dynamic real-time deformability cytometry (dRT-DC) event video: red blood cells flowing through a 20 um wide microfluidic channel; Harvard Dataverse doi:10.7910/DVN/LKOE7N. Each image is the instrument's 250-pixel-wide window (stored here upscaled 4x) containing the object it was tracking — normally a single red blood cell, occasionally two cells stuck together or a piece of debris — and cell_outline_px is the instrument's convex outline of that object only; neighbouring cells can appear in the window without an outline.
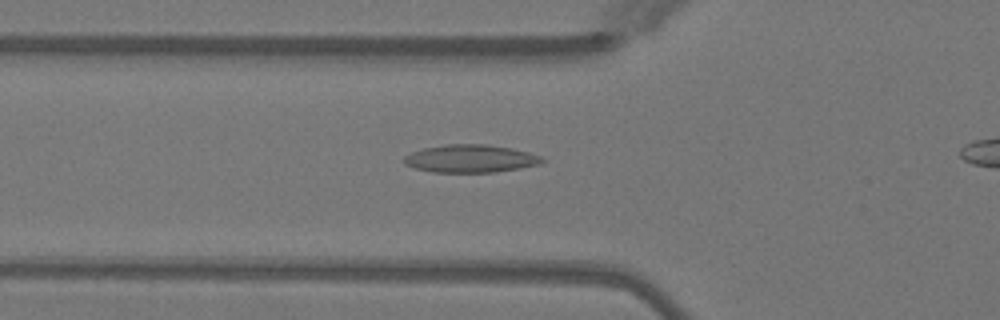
{"species": "Egyptian fruit bat (a non-hibernating species)", "species_latin": "Rousettus aegyptiacus", "temperature_condition": "warm", "stored_images_in_passage": 40, "camera_frame_rate_fps": 3000, "um_per_image_px": 0.085, "animal": {"sex": "female"}, "frame": {"image": 1, "passage_image": 14, "time_ms": 4.333, "image_size_px": [1000, 320], "cell_outline_px": [[544, 160], [540, 164], [520, 168], [496, 172], [432, 172], [416, 168], [404, 164], [404, 156], [412, 152], [424, 148], [444, 144], [484, 144], [512, 148], [528, 152], [540, 156]], "centroid_in_image_um": [39.98, 13.48], "position_along_channel_um": 85.8, "area_um2": 22.31}}
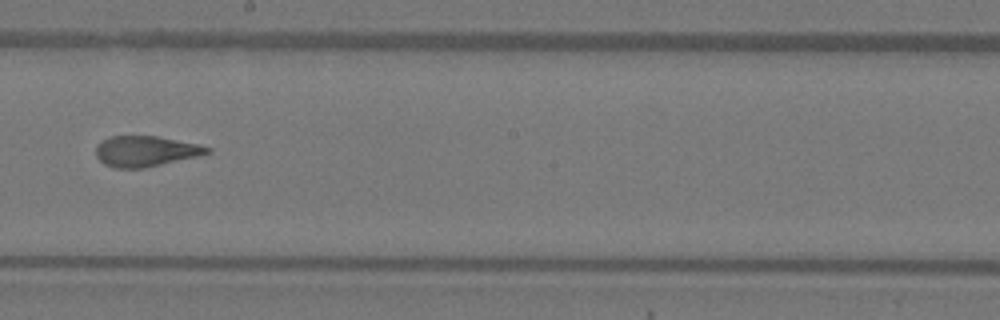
{"frame": {"image": 2, "passage_image": 25, "time_ms": 8.0, "image_size_px": [1000, 320], "cell_outline_px": [[212, 152], [200, 156], [144, 168], [116, 168], [104, 164], [96, 156], [96, 148], [104, 140], [112, 136], [156, 136], [200, 144], [212, 148]], "centroid_in_image_um": [12.44, 12.86], "position_along_channel_um": 235.8, "area_um2": 19.83}}
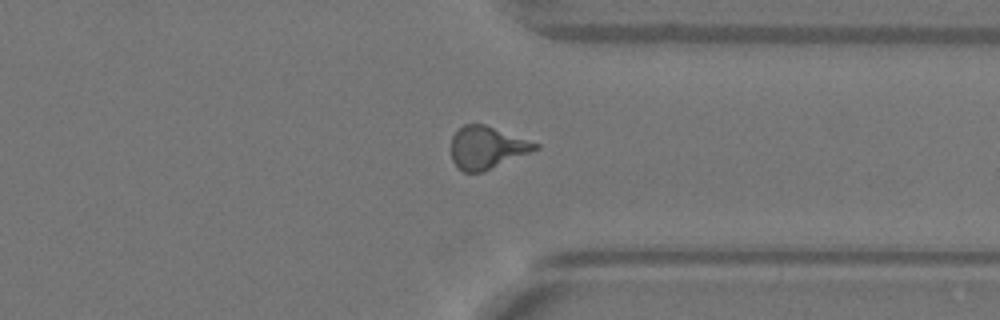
{"frame": {"image": 3, "passage_image": 35, "time_ms": 11.333, "image_size_px": [1000, 320], "cell_outline_px": [[540, 148], [484, 172], [464, 172], [452, 160], [452, 136], [464, 124], [484, 124], [540, 144]], "centroid_in_image_um": [41.4, 12.55], "position_along_channel_um": 370.0, "area_um2": 20.58}}